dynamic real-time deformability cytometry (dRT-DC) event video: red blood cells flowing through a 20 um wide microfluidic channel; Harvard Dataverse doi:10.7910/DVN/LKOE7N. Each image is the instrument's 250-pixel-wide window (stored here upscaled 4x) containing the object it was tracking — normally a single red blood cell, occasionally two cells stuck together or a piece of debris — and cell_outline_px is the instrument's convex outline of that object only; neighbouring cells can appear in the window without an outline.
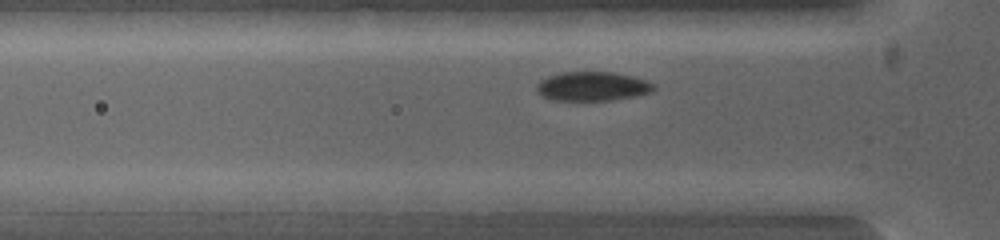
{"species": "common noctule bat (a hibernating species)", "species_latin": "Nyctalus noctula", "temperature_condition": "warm", "stored_images_in_passage": 4, "camera_frame_rate_fps": 5000, "um_per_image_px": 0.085, "animal": {"sex": "female", "body_mass_g": 19.0, "forearm_length_mm": 53.3}, "frame": {"image": 1, "passage_image": 2, "time_ms": 0.2, "image_size_px": [1000, 240], "cell_outline_px": [[600, 200], [576, 208], [532, 212], [524, 212], [496, 208], [492, 200], [560, 192], [576, 192]], "centroid_in_image_um": [46.31, 17.18], "position_along_channel_um": 79.5, "area_um2": 10.29}}